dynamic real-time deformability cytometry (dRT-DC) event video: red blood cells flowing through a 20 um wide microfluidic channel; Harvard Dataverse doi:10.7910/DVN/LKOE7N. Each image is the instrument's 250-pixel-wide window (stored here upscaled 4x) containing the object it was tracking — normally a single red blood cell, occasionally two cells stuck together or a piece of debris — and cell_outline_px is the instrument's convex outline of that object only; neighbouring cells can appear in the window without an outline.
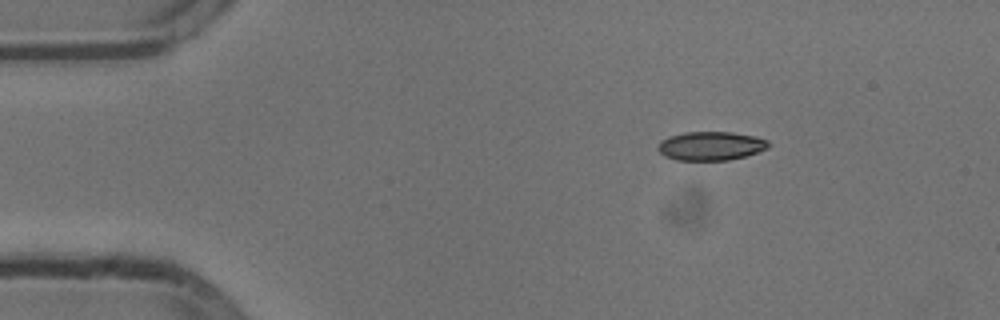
{"species": "common noctule bat (a hibernating species)", "species_latin": "Nyctalus noctula", "temperature_condition": "cold", "stored_images_in_passage": 46, "camera_frame_rate_fps": 3000, "um_per_image_px": 0.085, "animal": {"sex": "male", "body_mass_g": 13.3}, "frame": {"image": 1, "passage_image": 1, "time_ms": 0.0, "image_size_px": [1000, 320], "cell_outline_px": [[768, 148], [744, 156], [728, 160], [676, 160], [664, 156], [656, 148], [660, 140], [668, 136], [684, 132], [732, 132], [756, 136], [768, 140]], "centroid_in_image_um": [60.37, 12.39], "position_along_channel_um": 24.6, "area_um2": 18.61}}
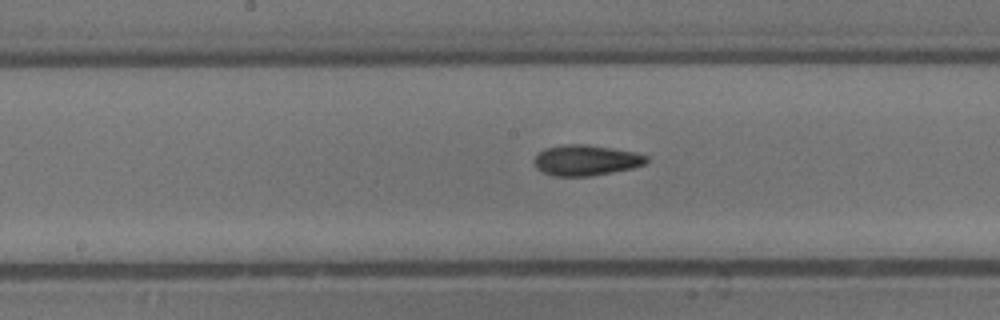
{"frame": {"image": 2, "passage_image": 20, "time_ms": 6.333, "image_size_px": [1000, 320], "cell_outline_px": [[648, 160], [644, 164], [632, 168], [592, 176], [556, 176], [544, 172], [536, 168], [536, 156], [544, 148], [564, 144], [588, 144], [636, 152], [648, 156]], "centroid_in_image_um": [49.84, 13.61], "position_along_channel_um": 198.4, "area_um2": 19.94}}
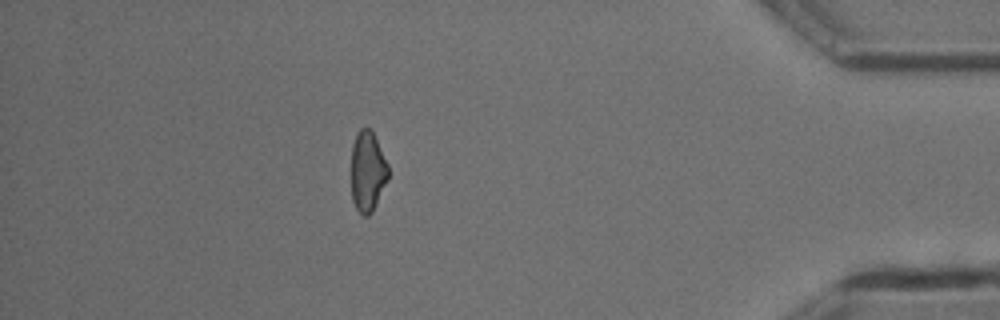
{"frame": {"image": 3, "passage_image": 40, "time_ms": 13.0, "image_size_px": [1000, 320], "cell_outline_px": [[388, 180], [372, 212], [368, 216], [364, 216], [356, 208], [352, 200], [352, 144], [356, 132], [360, 128], [372, 128], [388, 164]], "centroid_in_image_um": [31.25, 14.53], "position_along_channel_um": 403.9, "area_um2": 17.51}, "authors_computed_cell_mechanics": {"area_um2": 18.9873, "velocity_mm_per_s": 3.8126, "shape_relaxation_time_tau1_ms": 7.4009, "shape_relaxation_time_tau2_ms": 3.6583, "deformation_change_tau1": 0.1448, "deformation_change_tau2": 0.092}}